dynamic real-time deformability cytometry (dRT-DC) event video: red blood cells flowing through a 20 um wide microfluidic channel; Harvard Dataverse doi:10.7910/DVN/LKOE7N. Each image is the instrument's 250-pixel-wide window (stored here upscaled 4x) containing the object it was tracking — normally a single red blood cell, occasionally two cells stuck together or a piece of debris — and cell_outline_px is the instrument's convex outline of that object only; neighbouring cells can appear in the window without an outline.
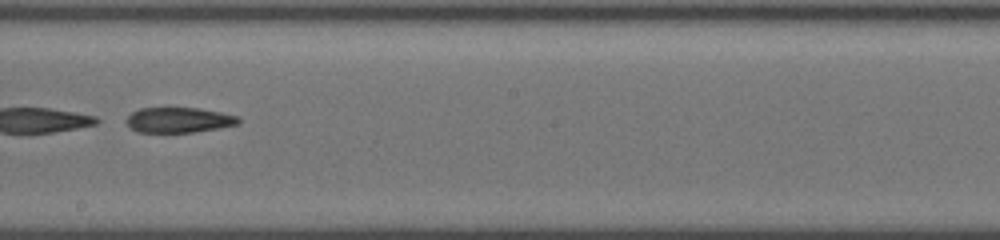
{"species": "common noctule bat (a hibernating species)", "species_latin": "Nyctalus noctula", "temperature_condition": "cold", "stored_images_in_passage": 47, "camera_frame_rate_fps": 3000, "um_per_image_px": 0.085, "animal": {"sex": "female", "body_mass_g": 19.5, "forearm_length_mm": 54.1}, "frame": {"image": 1, "passage_image": 27, "time_ms": 8.667, "image_size_px": [1000, 240], "cell_outline_px": [[240, 124], [196, 132], [136, 132], [128, 124], [128, 116], [132, 112], [140, 108], [196, 108], [220, 112], [236, 116], [240, 120]], "centroid_in_image_um": [15.21, 10.2], "position_along_channel_um": 233.0, "area_um2": 16.3}}